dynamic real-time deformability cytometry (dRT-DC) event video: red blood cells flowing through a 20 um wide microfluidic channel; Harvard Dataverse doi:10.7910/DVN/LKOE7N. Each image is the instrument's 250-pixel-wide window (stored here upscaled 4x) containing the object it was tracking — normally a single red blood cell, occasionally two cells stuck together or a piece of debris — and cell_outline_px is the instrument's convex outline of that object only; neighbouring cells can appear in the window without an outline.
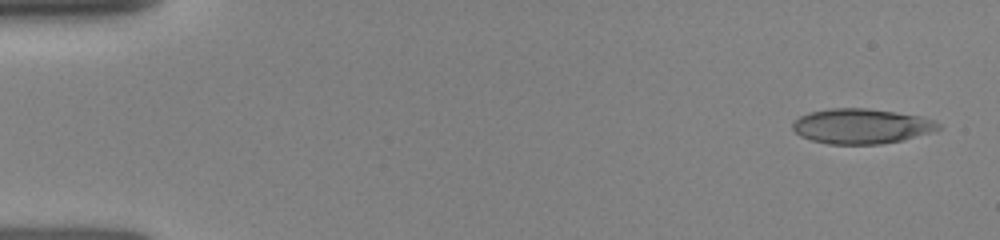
{"species": "human", "species_latin": "Homo sapiens", "temperature_condition": "room temperature", "stored_images_in_passage": 8, "camera_frame_rate_fps": 3000, "um_per_image_px": 0.085, "donor": {"sex": "female"}, "frame": {"image": 1, "passage_image": 1, "time_ms": 0.0, "image_size_px": [1000, 240], "cell_outline_px": [[940, 128], [936, 132], [900, 140], [880, 144], [828, 144], [812, 140], [800, 136], [792, 128], [792, 124], [800, 116], [808, 112], [832, 108], [868, 108], [920, 116], [936, 120], [940, 124]], "centroid_in_image_um": [73.24, 10.72], "position_along_channel_um": 11.8, "area_um2": 29.82}}
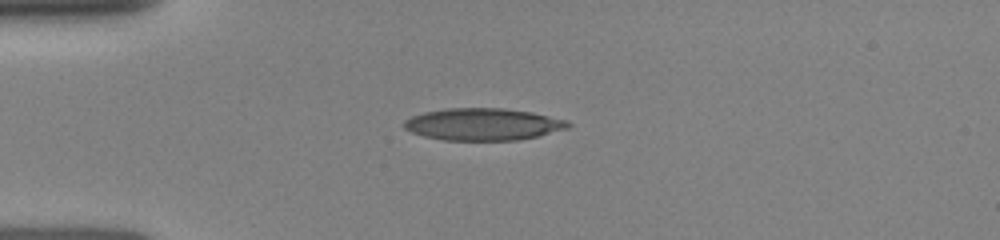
{"frame": {"image": 2, "passage_image": 5, "time_ms": 3.333, "image_size_px": [1000, 240], "cell_outline_px": [[572, 124], [568, 128], [536, 136], [516, 140], [444, 140], [424, 136], [412, 132], [404, 128], [404, 120], [412, 116], [424, 112], [444, 108], [504, 108], [532, 112], [568, 120]], "centroid_in_image_um": [41.06, 10.55], "position_along_channel_um": 43.9, "area_um2": 30.63}}
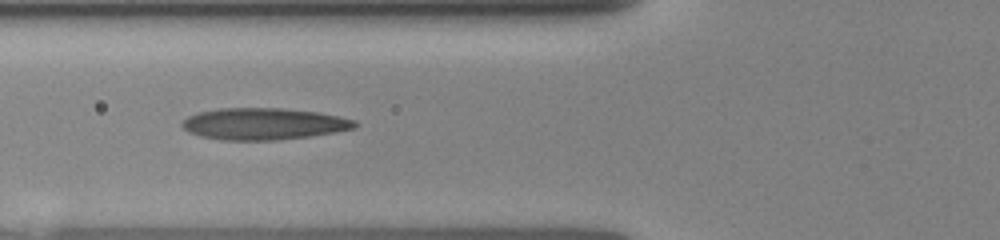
{"frame": {"image": 3, "passage_image": 7, "time_ms": 5.333, "image_size_px": [1000, 240], "cell_outline_px": [[356, 128], [336, 132], [308, 136], [276, 140], [220, 140], [200, 136], [188, 132], [180, 124], [188, 116], [196, 112], [220, 108], [280, 108], [320, 112], [356, 120]], "centroid_in_image_um": [22.39, 10.52], "position_along_channel_um": 103.4, "area_um2": 32.02}}